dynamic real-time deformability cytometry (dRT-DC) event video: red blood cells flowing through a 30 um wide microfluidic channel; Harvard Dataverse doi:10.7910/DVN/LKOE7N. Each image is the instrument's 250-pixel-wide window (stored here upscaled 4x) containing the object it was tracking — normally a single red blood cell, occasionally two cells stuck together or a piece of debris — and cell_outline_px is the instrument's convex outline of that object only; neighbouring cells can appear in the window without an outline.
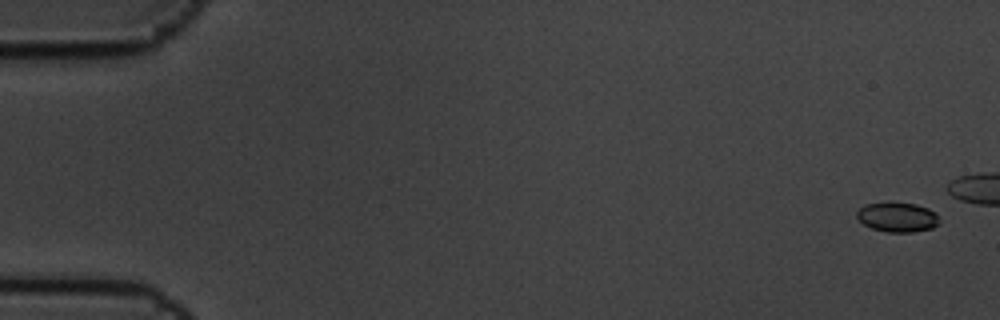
{"species": "common noctule bat (a hibernating species)", "species_latin": "Nyctalus noctula", "temperature_condition": "cold", "stored_images_in_passage": 6, "camera_frame_rate_fps": 3000, "um_per_image_px": 0.085, "animal": {"sex": "male", "body_mass_g": 19.5, "forearm_length_mm": 54.6}, "frame": {"image": 1, "passage_image": 1, "time_ms": 0.0, "image_size_px": [1000, 320], "cell_outline_px": [[940, 224], [932, 228], [912, 232], [888, 232], [872, 228], [864, 224], [856, 216], [856, 212], [864, 204], [916, 204], [928, 208], [936, 212], [940, 220]], "centroid_in_image_um": [76.33, 18.48], "position_along_channel_um": 8.7, "area_um2": 13.99}}